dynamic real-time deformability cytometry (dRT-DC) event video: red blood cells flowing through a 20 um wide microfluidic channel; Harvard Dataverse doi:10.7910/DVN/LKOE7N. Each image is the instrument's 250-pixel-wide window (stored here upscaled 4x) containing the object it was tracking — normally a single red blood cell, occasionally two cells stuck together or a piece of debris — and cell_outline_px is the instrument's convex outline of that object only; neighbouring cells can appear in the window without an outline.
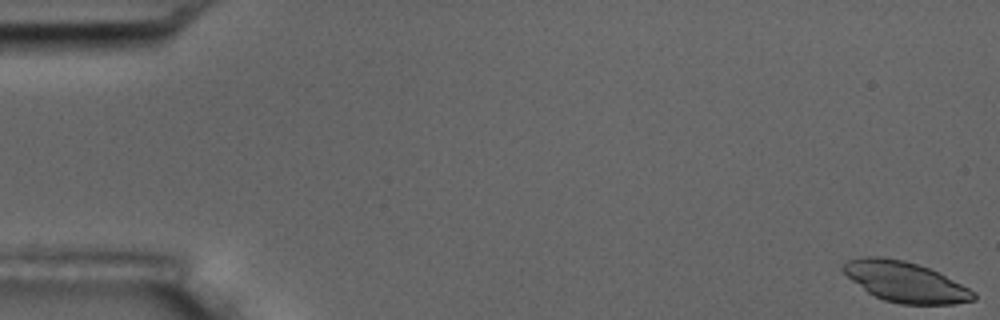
{"species": "common noctule bat (a hibernating species)", "species_latin": "Nyctalus noctula", "temperature_condition": "room temperature", "stored_images_in_passage": 11, "camera_frame_rate_fps": 3000, "um_per_image_px": 0.085, "animal": {"sex": "male", "body_mass_g": 17.5, "forearm_length_mm": 52.3}, "frame": {"image": 1, "passage_image": 1, "time_ms": 0.0, "image_size_px": [1000, 320], "cell_outline_px": [[976, 300], [956, 304], [900, 304], [884, 300], [868, 292], [852, 280], [840, 268], [848, 260], [864, 256], [880, 256], [904, 260], [940, 272], [976, 292]], "centroid_in_image_um": [76.98, 23.96], "position_along_channel_um": 8.0, "area_um2": 30.63}}